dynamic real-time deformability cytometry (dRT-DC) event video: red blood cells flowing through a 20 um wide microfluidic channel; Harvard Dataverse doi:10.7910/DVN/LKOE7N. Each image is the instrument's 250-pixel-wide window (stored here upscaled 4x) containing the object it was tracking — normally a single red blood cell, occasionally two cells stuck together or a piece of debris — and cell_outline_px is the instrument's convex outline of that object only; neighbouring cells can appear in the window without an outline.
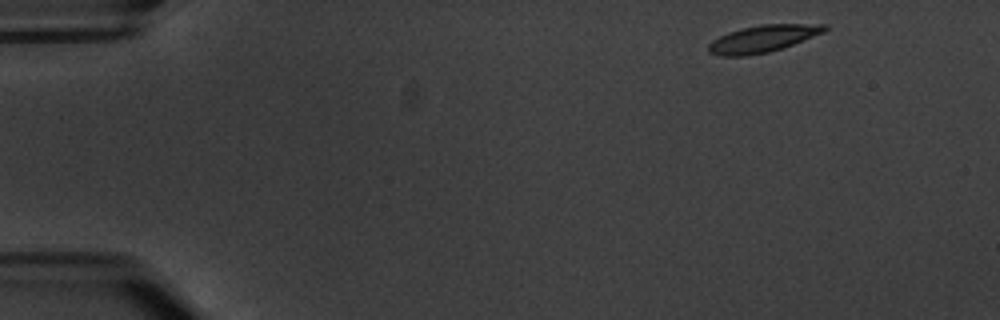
{"species": "common noctule bat (a hibernating species)", "species_latin": "Nyctalus noctula", "temperature_condition": "warm", "stored_images_in_passage": 8, "camera_frame_rate_fps": 3000, "um_per_image_px": 0.085, "animal": {"sex": "male", "body_mass_g": 20.1, "forearm_length_mm": 53.5}, "frame": {"image": 1, "passage_image": 1, "time_ms": 0.0, "image_size_px": [1000, 320], "cell_outline_px": [[828, 28], [824, 32], [784, 48], [768, 52], [744, 56], [720, 56], [708, 52], [708, 44], [712, 40], [728, 32], [744, 28], [764, 24], [828, 24]], "centroid_in_image_um": [64.85, 3.3], "position_along_channel_um": 20.2, "area_um2": 18.26}}
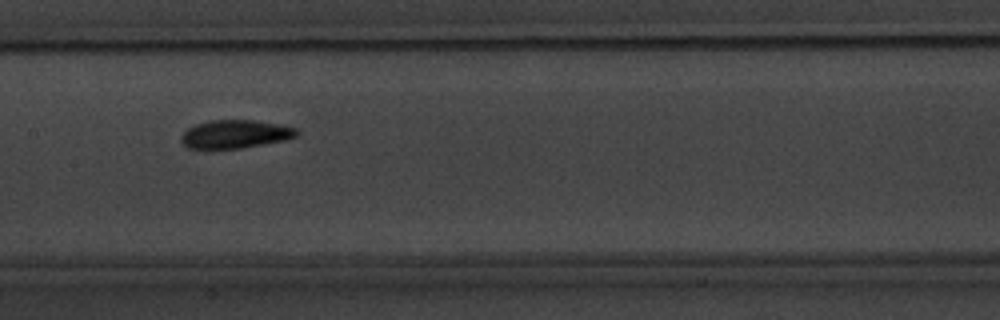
{"frame": {"image": 2, "passage_image": 7, "time_ms": 8.0, "image_size_px": [1000, 320], "cell_outline_px": [[300, 132], [296, 136], [284, 140], [240, 148], [188, 148], [180, 140], [180, 136], [192, 124], [208, 120], [252, 120], [276, 124], [296, 128]], "centroid_in_image_um": [19.95, 11.39], "position_along_channel_um": 187.5, "area_um2": 18.9}}
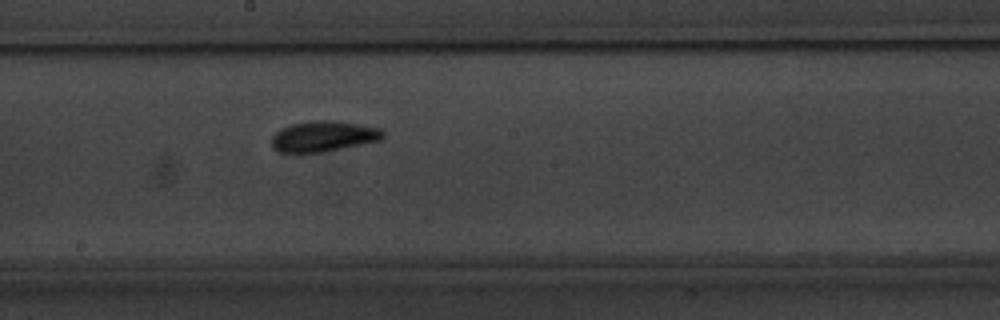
{"frame": {"image": 3, "passage_image": 8, "time_ms": 9.0, "image_size_px": [1000, 320], "cell_outline_px": [[384, 136], [380, 140], [324, 152], [300, 156], [292, 156], [280, 152], [272, 148], [272, 136], [280, 128], [292, 124], [316, 120], [336, 120], [380, 128], [384, 132]], "centroid_in_image_um": [27.41, 11.63], "position_along_channel_um": 220.8, "area_um2": 20.58}}